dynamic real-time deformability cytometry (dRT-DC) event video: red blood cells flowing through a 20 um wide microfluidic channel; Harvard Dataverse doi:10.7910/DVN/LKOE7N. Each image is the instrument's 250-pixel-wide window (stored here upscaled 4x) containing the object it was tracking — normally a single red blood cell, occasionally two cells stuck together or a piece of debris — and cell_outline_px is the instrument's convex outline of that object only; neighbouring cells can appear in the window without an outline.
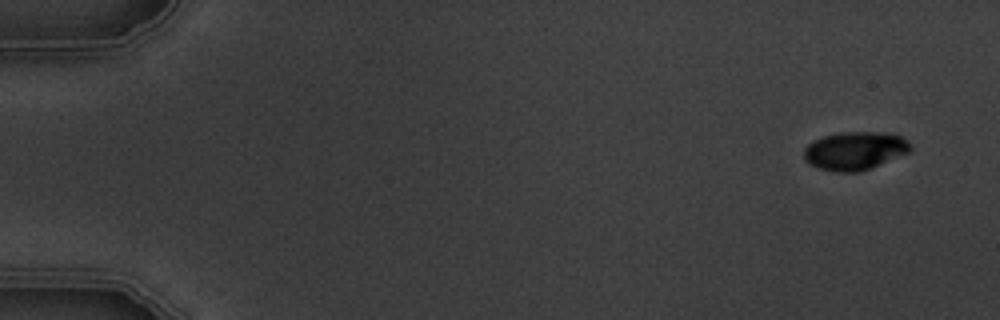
{"species": "common noctule bat (a hibernating species)", "species_latin": "Nyctalus noctula", "temperature_condition": "warm", "stored_images_in_passage": 5, "camera_frame_rate_fps": 3000, "um_per_image_px": 0.085, "animal": {"sex": "male", "body_mass_g": 19.5, "forearm_length_mm": 54.6}, "frame": {"image": 1, "passage_image": 1, "time_ms": 0.0, "image_size_px": [1000, 320], "cell_outline_px": [[912, 148], [908, 152], [868, 168], [856, 172], [836, 172], [820, 168], [804, 160], [804, 148], [812, 140], [824, 136], [840, 132], [884, 132], [900, 136]], "centroid_in_image_um": [72.6, 12.8], "position_along_channel_um": 12.4, "area_um2": 23.24}}
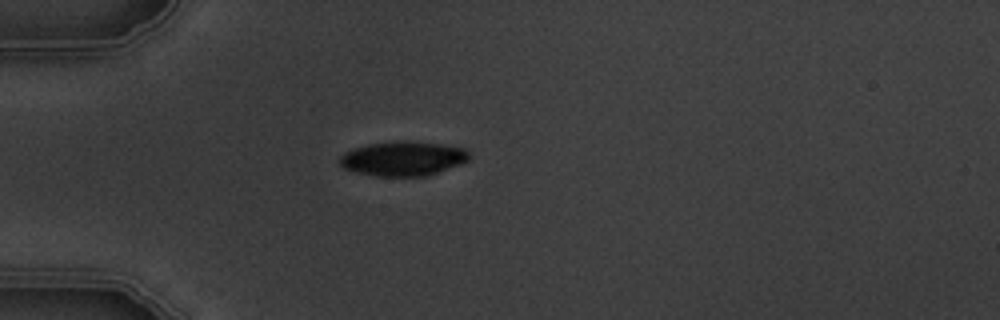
{"frame": {"image": 2, "passage_image": 4, "time_ms": 4.333, "image_size_px": [1000, 320], "cell_outline_px": [[468, 160], [460, 164], [428, 176], [376, 176], [356, 172], [344, 168], [340, 164], [340, 156], [344, 152], [352, 148], [372, 144], [440, 144], [464, 148], [468, 152]], "centroid_in_image_um": [34.23, 13.54], "position_along_channel_um": 50.8, "area_um2": 24.85}}